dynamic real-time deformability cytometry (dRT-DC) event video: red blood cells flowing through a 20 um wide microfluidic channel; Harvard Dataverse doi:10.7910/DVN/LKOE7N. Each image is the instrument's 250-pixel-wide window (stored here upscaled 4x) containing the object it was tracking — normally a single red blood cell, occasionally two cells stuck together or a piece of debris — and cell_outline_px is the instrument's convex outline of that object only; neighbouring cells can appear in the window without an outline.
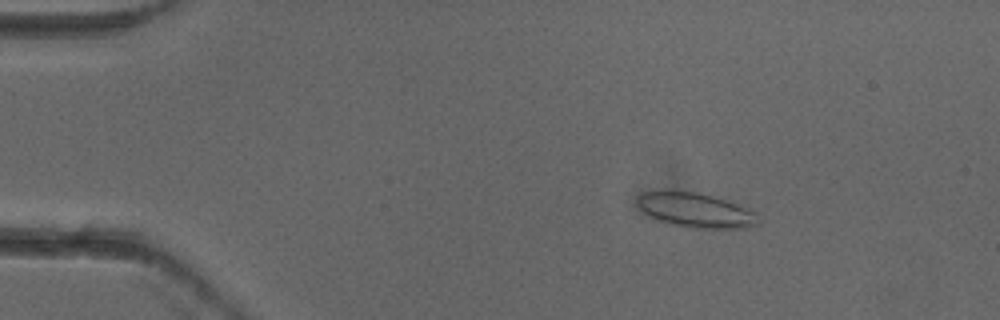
{"species": "common noctule bat (a hibernating species)", "species_latin": "Nyctalus noctula", "temperature_condition": "cold", "stored_images_in_passage": 4, "camera_frame_rate_fps": 3000, "um_per_image_px": 0.085, "animal": {"sex": "female"}, "frame": {"image": 1, "passage_image": 2, "time_ms": 0.333, "image_size_px": [1000, 320], "cell_outline_px": [[756, 224], [748, 228], [688, 228], [656, 220], [648, 216], [636, 204], [636, 200], [644, 192], [664, 188], [696, 192], [728, 200], [756, 212]], "centroid_in_image_um": [59.05, 17.84], "position_along_channel_um": 25.9, "area_um2": 24.8}}